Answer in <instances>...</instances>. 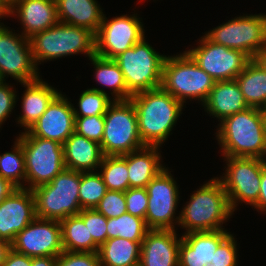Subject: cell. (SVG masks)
<instances>
[{
	"mask_svg": "<svg viewBox=\"0 0 266 266\" xmlns=\"http://www.w3.org/2000/svg\"><path fill=\"white\" fill-rule=\"evenodd\" d=\"M2 266H32V257L14 251H8Z\"/></svg>",
	"mask_w": 266,
	"mask_h": 266,
	"instance_id": "cell-43",
	"label": "cell"
},
{
	"mask_svg": "<svg viewBox=\"0 0 266 266\" xmlns=\"http://www.w3.org/2000/svg\"><path fill=\"white\" fill-rule=\"evenodd\" d=\"M32 58L29 38L16 34L0 24V77L10 75L20 84L31 82L40 77Z\"/></svg>",
	"mask_w": 266,
	"mask_h": 266,
	"instance_id": "cell-15",
	"label": "cell"
},
{
	"mask_svg": "<svg viewBox=\"0 0 266 266\" xmlns=\"http://www.w3.org/2000/svg\"><path fill=\"white\" fill-rule=\"evenodd\" d=\"M263 112V118H264V129H265V135H266V110L262 109Z\"/></svg>",
	"mask_w": 266,
	"mask_h": 266,
	"instance_id": "cell-50",
	"label": "cell"
},
{
	"mask_svg": "<svg viewBox=\"0 0 266 266\" xmlns=\"http://www.w3.org/2000/svg\"><path fill=\"white\" fill-rule=\"evenodd\" d=\"M61 92L51 101L47 110L19 136H35L50 139L63 145L74 132L73 104Z\"/></svg>",
	"mask_w": 266,
	"mask_h": 266,
	"instance_id": "cell-17",
	"label": "cell"
},
{
	"mask_svg": "<svg viewBox=\"0 0 266 266\" xmlns=\"http://www.w3.org/2000/svg\"><path fill=\"white\" fill-rule=\"evenodd\" d=\"M36 218L35 200L30 189L16 188L0 202V239L10 244Z\"/></svg>",
	"mask_w": 266,
	"mask_h": 266,
	"instance_id": "cell-18",
	"label": "cell"
},
{
	"mask_svg": "<svg viewBox=\"0 0 266 266\" xmlns=\"http://www.w3.org/2000/svg\"><path fill=\"white\" fill-rule=\"evenodd\" d=\"M138 17L137 14H124L108 20L104 14L100 28L95 34V54L114 59L140 42L145 37V30Z\"/></svg>",
	"mask_w": 266,
	"mask_h": 266,
	"instance_id": "cell-14",
	"label": "cell"
},
{
	"mask_svg": "<svg viewBox=\"0 0 266 266\" xmlns=\"http://www.w3.org/2000/svg\"><path fill=\"white\" fill-rule=\"evenodd\" d=\"M165 58L144 37L113 60L124 75L128 91L134 95L161 87Z\"/></svg>",
	"mask_w": 266,
	"mask_h": 266,
	"instance_id": "cell-7",
	"label": "cell"
},
{
	"mask_svg": "<svg viewBox=\"0 0 266 266\" xmlns=\"http://www.w3.org/2000/svg\"><path fill=\"white\" fill-rule=\"evenodd\" d=\"M56 266H100L98 252L63 251L56 261Z\"/></svg>",
	"mask_w": 266,
	"mask_h": 266,
	"instance_id": "cell-41",
	"label": "cell"
},
{
	"mask_svg": "<svg viewBox=\"0 0 266 266\" xmlns=\"http://www.w3.org/2000/svg\"><path fill=\"white\" fill-rule=\"evenodd\" d=\"M215 82L185 51L164 60L161 87L183 105L187 99L203 105Z\"/></svg>",
	"mask_w": 266,
	"mask_h": 266,
	"instance_id": "cell-6",
	"label": "cell"
},
{
	"mask_svg": "<svg viewBox=\"0 0 266 266\" xmlns=\"http://www.w3.org/2000/svg\"><path fill=\"white\" fill-rule=\"evenodd\" d=\"M11 248L29 257H58L64 251L60 221L36 217L16 235Z\"/></svg>",
	"mask_w": 266,
	"mask_h": 266,
	"instance_id": "cell-16",
	"label": "cell"
},
{
	"mask_svg": "<svg viewBox=\"0 0 266 266\" xmlns=\"http://www.w3.org/2000/svg\"><path fill=\"white\" fill-rule=\"evenodd\" d=\"M80 172L65 168L51 182L31 191L35 200L36 217L62 221L78 215L82 210L79 201Z\"/></svg>",
	"mask_w": 266,
	"mask_h": 266,
	"instance_id": "cell-5",
	"label": "cell"
},
{
	"mask_svg": "<svg viewBox=\"0 0 266 266\" xmlns=\"http://www.w3.org/2000/svg\"><path fill=\"white\" fill-rule=\"evenodd\" d=\"M127 213L145 220L148 207L146 188H128L125 191Z\"/></svg>",
	"mask_w": 266,
	"mask_h": 266,
	"instance_id": "cell-40",
	"label": "cell"
},
{
	"mask_svg": "<svg viewBox=\"0 0 266 266\" xmlns=\"http://www.w3.org/2000/svg\"><path fill=\"white\" fill-rule=\"evenodd\" d=\"M160 147L144 146L127 154L129 188H146L165 166L161 164ZM159 151V152H158Z\"/></svg>",
	"mask_w": 266,
	"mask_h": 266,
	"instance_id": "cell-26",
	"label": "cell"
},
{
	"mask_svg": "<svg viewBox=\"0 0 266 266\" xmlns=\"http://www.w3.org/2000/svg\"><path fill=\"white\" fill-rule=\"evenodd\" d=\"M4 2H6L7 4L11 1V0H3Z\"/></svg>",
	"mask_w": 266,
	"mask_h": 266,
	"instance_id": "cell-51",
	"label": "cell"
},
{
	"mask_svg": "<svg viewBox=\"0 0 266 266\" xmlns=\"http://www.w3.org/2000/svg\"><path fill=\"white\" fill-rule=\"evenodd\" d=\"M89 60L95 68L94 79H96V82H99L102 87L106 86V88L112 89V100H128L131 98L132 94L126 87L124 75L113 59H106L95 54Z\"/></svg>",
	"mask_w": 266,
	"mask_h": 266,
	"instance_id": "cell-29",
	"label": "cell"
},
{
	"mask_svg": "<svg viewBox=\"0 0 266 266\" xmlns=\"http://www.w3.org/2000/svg\"><path fill=\"white\" fill-rule=\"evenodd\" d=\"M199 45L185 52L216 82L235 80L252 60L247 54L211 41L206 35Z\"/></svg>",
	"mask_w": 266,
	"mask_h": 266,
	"instance_id": "cell-12",
	"label": "cell"
},
{
	"mask_svg": "<svg viewBox=\"0 0 266 266\" xmlns=\"http://www.w3.org/2000/svg\"><path fill=\"white\" fill-rule=\"evenodd\" d=\"M63 154L65 167L79 172L98 171L104 156L98 142L76 132L63 143Z\"/></svg>",
	"mask_w": 266,
	"mask_h": 266,
	"instance_id": "cell-22",
	"label": "cell"
},
{
	"mask_svg": "<svg viewBox=\"0 0 266 266\" xmlns=\"http://www.w3.org/2000/svg\"><path fill=\"white\" fill-rule=\"evenodd\" d=\"M57 257H32V266H56Z\"/></svg>",
	"mask_w": 266,
	"mask_h": 266,
	"instance_id": "cell-46",
	"label": "cell"
},
{
	"mask_svg": "<svg viewBox=\"0 0 266 266\" xmlns=\"http://www.w3.org/2000/svg\"><path fill=\"white\" fill-rule=\"evenodd\" d=\"M203 107L210 116L222 122L225 118L246 110L249 106L235 79L215 82Z\"/></svg>",
	"mask_w": 266,
	"mask_h": 266,
	"instance_id": "cell-23",
	"label": "cell"
},
{
	"mask_svg": "<svg viewBox=\"0 0 266 266\" xmlns=\"http://www.w3.org/2000/svg\"><path fill=\"white\" fill-rule=\"evenodd\" d=\"M104 156L125 155L144 147L131 99L113 101L104 114V134L100 144Z\"/></svg>",
	"mask_w": 266,
	"mask_h": 266,
	"instance_id": "cell-8",
	"label": "cell"
},
{
	"mask_svg": "<svg viewBox=\"0 0 266 266\" xmlns=\"http://www.w3.org/2000/svg\"><path fill=\"white\" fill-rule=\"evenodd\" d=\"M227 231L222 229L182 234L179 266H206L211 263L217 247L230 234Z\"/></svg>",
	"mask_w": 266,
	"mask_h": 266,
	"instance_id": "cell-21",
	"label": "cell"
},
{
	"mask_svg": "<svg viewBox=\"0 0 266 266\" xmlns=\"http://www.w3.org/2000/svg\"><path fill=\"white\" fill-rule=\"evenodd\" d=\"M59 22L87 28L94 34L100 28L104 13L96 0H55Z\"/></svg>",
	"mask_w": 266,
	"mask_h": 266,
	"instance_id": "cell-25",
	"label": "cell"
},
{
	"mask_svg": "<svg viewBox=\"0 0 266 266\" xmlns=\"http://www.w3.org/2000/svg\"><path fill=\"white\" fill-rule=\"evenodd\" d=\"M205 35L217 44L242 51L254 59L266 46V15H240L206 32Z\"/></svg>",
	"mask_w": 266,
	"mask_h": 266,
	"instance_id": "cell-11",
	"label": "cell"
},
{
	"mask_svg": "<svg viewBox=\"0 0 266 266\" xmlns=\"http://www.w3.org/2000/svg\"><path fill=\"white\" fill-rule=\"evenodd\" d=\"M149 230L144 219L127 212L107 219V239L121 237L131 241H143Z\"/></svg>",
	"mask_w": 266,
	"mask_h": 266,
	"instance_id": "cell-32",
	"label": "cell"
},
{
	"mask_svg": "<svg viewBox=\"0 0 266 266\" xmlns=\"http://www.w3.org/2000/svg\"><path fill=\"white\" fill-rule=\"evenodd\" d=\"M107 191L99 171L80 172L79 201L81 209L95 208Z\"/></svg>",
	"mask_w": 266,
	"mask_h": 266,
	"instance_id": "cell-35",
	"label": "cell"
},
{
	"mask_svg": "<svg viewBox=\"0 0 266 266\" xmlns=\"http://www.w3.org/2000/svg\"><path fill=\"white\" fill-rule=\"evenodd\" d=\"M7 17V3L0 0V19ZM0 24H2L0 22Z\"/></svg>",
	"mask_w": 266,
	"mask_h": 266,
	"instance_id": "cell-49",
	"label": "cell"
},
{
	"mask_svg": "<svg viewBox=\"0 0 266 266\" xmlns=\"http://www.w3.org/2000/svg\"><path fill=\"white\" fill-rule=\"evenodd\" d=\"M22 114L17 118L18 124L27 131L47 110L51 101L60 93L40 77L31 82L23 83Z\"/></svg>",
	"mask_w": 266,
	"mask_h": 266,
	"instance_id": "cell-24",
	"label": "cell"
},
{
	"mask_svg": "<svg viewBox=\"0 0 266 266\" xmlns=\"http://www.w3.org/2000/svg\"><path fill=\"white\" fill-rule=\"evenodd\" d=\"M237 241L229 234L217 247L211 263L206 266H238Z\"/></svg>",
	"mask_w": 266,
	"mask_h": 266,
	"instance_id": "cell-39",
	"label": "cell"
},
{
	"mask_svg": "<svg viewBox=\"0 0 266 266\" xmlns=\"http://www.w3.org/2000/svg\"><path fill=\"white\" fill-rule=\"evenodd\" d=\"M216 139L223 156L266 160V135L262 109L248 107L218 124Z\"/></svg>",
	"mask_w": 266,
	"mask_h": 266,
	"instance_id": "cell-2",
	"label": "cell"
},
{
	"mask_svg": "<svg viewBox=\"0 0 266 266\" xmlns=\"http://www.w3.org/2000/svg\"><path fill=\"white\" fill-rule=\"evenodd\" d=\"M74 132L101 144L104 134V115L75 117Z\"/></svg>",
	"mask_w": 266,
	"mask_h": 266,
	"instance_id": "cell-37",
	"label": "cell"
},
{
	"mask_svg": "<svg viewBox=\"0 0 266 266\" xmlns=\"http://www.w3.org/2000/svg\"><path fill=\"white\" fill-rule=\"evenodd\" d=\"M12 87V88H11ZM17 91L5 81L0 83V128L11 114L17 103Z\"/></svg>",
	"mask_w": 266,
	"mask_h": 266,
	"instance_id": "cell-42",
	"label": "cell"
},
{
	"mask_svg": "<svg viewBox=\"0 0 266 266\" xmlns=\"http://www.w3.org/2000/svg\"><path fill=\"white\" fill-rule=\"evenodd\" d=\"M12 151L0 155V176L16 188H25V156L22 143L16 138Z\"/></svg>",
	"mask_w": 266,
	"mask_h": 266,
	"instance_id": "cell-33",
	"label": "cell"
},
{
	"mask_svg": "<svg viewBox=\"0 0 266 266\" xmlns=\"http://www.w3.org/2000/svg\"><path fill=\"white\" fill-rule=\"evenodd\" d=\"M142 241L107 239L98 250L100 266H139Z\"/></svg>",
	"mask_w": 266,
	"mask_h": 266,
	"instance_id": "cell-27",
	"label": "cell"
},
{
	"mask_svg": "<svg viewBox=\"0 0 266 266\" xmlns=\"http://www.w3.org/2000/svg\"><path fill=\"white\" fill-rule=\"evenodd\" d=\"M60 224L64 251L98 252L99 246L89 237L88 227L78 215L69 216Z\"/></svg>",
	"mask_w": 266,
	"mask_h": 266,
	"instance_id": "cell-30",
	"label": "cell"
},
{
	"mask_svg": "<svg viewBox=\"0 0 266 266\" xmlns=\"http://www.w3.org/2000/svg\"><path fill=\"white\" fill-rule=\"evenodd\" d=\"M244 100L249 107L266 106V71L252 59L236 77Z\"/></svg>",
	"mask_w": 266,
	"mask_h": 266,
	"instance_id": "cell-28",
	"label": "cell"
},
{
	"mask_svg": "<svg viewBox=\"0 0 266 266\" xmlns=\"http://www.w3.org/2000/svg\"><path fill=\"white\" fill-rule=\"evenodd\" d=\"M99 168L107 190L125 192L129 188L127 154L103 156Z\"/></svg>",
	"mask_w": 266,
	"mask_h": 266,
	"instance_id": "cell-31",
	"label": "cell"
},
{
	"mask_svg": "<svg viewBox=\"0 0 266 266\" xmlns=\"http://www.w3.org/2000/svg\"><path fill=\"white\" fill-rule=\"evenodd\" d=\"M78 216L88 227L89 237L100 247L107 240V218L93 209H82Z\"/></svg>",
	"mask_w": 266,
	"mask_h": 266,
	"instance_id": "cell-36",
	"label": "cell"
},
{
	"mask_svg": "<svg viewBox=\"0 0 266 266\" xmlns=\"http://www.w3.org/2000/svg\"><path fill=\"white\" fill-rule=\"evenodd\" d=\"M254 60L266 71V46L256 54Z\"/></svg>",
	"mask_w": 266,
	"mask_h": 266,
	"instance_id": "cell-48",
	"label": "cell"
},
{
	"mask_svg": "<svg viewBox=\"0 0 266 266\" xmlns=\"http://www.w3.org/2000/svg\"><path fill=\"white\" fill-rule=\"evenodd\" d=\"M169 171L164 168L146 186L148 207L145 223L149 229L175 230L179 223V216L175 218L174 215L180 193Z\"/></svg>",
	"mask_w": 266,
	"mask_h": 266,
	"instance_id": "cell-13",
	"label": "cell"
},
{
	"mask_svg": "<svg viewBox=\"0 0 266 266\" xmlns=\"http://www.w3.org/2000/svg\"><path fill=\"white\" fill-rule=\"evenodd\" d=\"M11 15L19 18L22 35L27 38L59 22L55 0H11L7 4V17Z\"/></svg>",
	"mask_w": 266,
	"mask_h": 266,
	"instance_id": "cell-19",
	"label": "cell"
},
{
	"mask_svg": "<svg viewBox=\"0 0 266 266\" xmlns=\"http://www.w3.org/2000/svg\"><path fill=\"white\" fill-rule=\"evenodd\" d=\"M36 67L41 61L59 59L74 54L95 55V34L82 27L58 22L29 38ZM39 63V64H38Z\"/></svg>",
	"mask_w": 266,
	"mask_h": 266,
	"instance_id": "cell-4",
	"label": "cell"
},
{
	"mask_svg": "<svg viewBox=\"0 0 266 266\" xmlns=\"http://www.w3.org/2000/svg\"><path fill=\"white\" fill-rule=\"evenodd\" d=\"M179 214L181 228L190 232L222 230L224 222L234 214L227 193L218 177H213L190 195Z\"/></svg>",
	"mask_w": 266,
	"mask_h": 266,
	"instance_id": "cell-3",
	"label": "cell"
},
{
	"mask_svg": "<svg viewBox=\"0 0 266 266\" xmlns=\"http://www.w3.org/2000/svg\"><path fill=\"white\" fill-rule=\"evenodd\" d=\"M78 107L74 108L75 117H86L93 115H104L109 105L114 101L103 88H89L79 96ZM79 109V110H78Z\"/></svg>",
	"mask_w": 266,
	"mask_h": 266,
	"instance_id": "cell-34",
	"label": "cell"
},
{
	"mask_svg": "<svg viewBox=\"0 0 266 266\" xmlns=\"http://www.w3.org/2000/svg\"><path fill=\"white\" fill-rule=\"evenodd\" d=\"M223 157L227 168L224 176L218 179L227 193L232 211L236 210L239 202L254 206L258 201L262 169L266 160L253 157Z\"/></svg>",
	"mask_w": 266,
	"mask_h": 266,
	"instance_id": "cell-10",
	"label": "cell"
},
{
	"mask_svg": "<svg viewBox=\"0 0 266 266\" xmlns=\"http://www.w3.org/2000/svg\"><path fill=\"white\" fill-rule=\"evenodd\" d=\"M144 146L160 147L170 135L184 105L162 87L131 96Z\"/></svg>",
	"mask_w": 266,
	"mask_h": 266,
	"instance_id": "cell-1",
	"label": "cell"
},
{
	"mask_svg": "<svg viewBox=\"0 0 266 266\" xmlns=\"http://www.w3.org/2000/svg\"><path fill=\"white\" fill-rule=\"evenodd\" d=\"M15 189L16 187L13 184L0 176V202L8 197Z\"/></svg>",
	"mask_w": 266,
	"mask_h": 266,
	"instance_id": "cell-45",
	"label": "cell"
},
{
	"mask_svg": "<svg viewBox=\"0 0 266 266\" xmlns=\"http://www.w3.org/2000/svg\"><path fill=\"white\" fill-rule=\"evenodd\" d=\"M11 249V244L3 239H0V266L5 261L8 251Z\"/></svg>",
	"mask_w": 266,
	"mask_h": 266,
	"instance_id": "cell-47",
	"label": "cell"
},
{
	"mask_svg": "<svg viewBox=\"0 0 266 266\" xmlns=\"http://www.w3.org/2000/svg\"><path fill=\"white\" fill-rule=\"evenodd\" d=\"M177 236L175 230L150 229L141 243L139 266H179Z\"/></svg>",
	"mask_w": 266,
	"mask_h": 266,
	"instance_id": "cell-20",
	"label": "cell"
},
{
	"mask_svg": "<svg viewBox=\"0 0 266 266\" xmlns=\"http://www.w3.org/2000/svg\"><path fill=\"white\" fill-rule=\"evenodd\" d=\"M253 207L258 212L260 210L262 213H266V165L262 169L258 201Z\"/></svg>",
	"mask_w": 266,
	"mask_h": 266,
	"instance_id": "cell-44",
	"label": "cell"
},
{
	"mask_svg": "<svg viewBox=\"0 0 266 266\" xmlns=\"http://www.w3.org/2000/svg\"><path fill=\"white\" fill-rule=\"evenodd\" d=\"M95 209L107 219L126 213L125 192L107 190Z\"/></svg>",
	"mask_w": 266,
	"mask_h": 266,
	"instance_id": "cell-38",
	"label": "cell"
},
{
	"mask_svg": "<svg viewBox=\"0 0 266 266\" xmlns=\"http://www.w3.org/2000/svg\"><path fill=\"white\" fill-rule=\"evenodd\" d=\"M22 143L25 156V189L49 183L66 167L64 163L63 145L35 136L16 137Z\"/></svg>",
	"mask_w": 266,
	"mask_h": 266,
	"instance_id": "cell-9",
	"label": "cell"
}]
</instances>
